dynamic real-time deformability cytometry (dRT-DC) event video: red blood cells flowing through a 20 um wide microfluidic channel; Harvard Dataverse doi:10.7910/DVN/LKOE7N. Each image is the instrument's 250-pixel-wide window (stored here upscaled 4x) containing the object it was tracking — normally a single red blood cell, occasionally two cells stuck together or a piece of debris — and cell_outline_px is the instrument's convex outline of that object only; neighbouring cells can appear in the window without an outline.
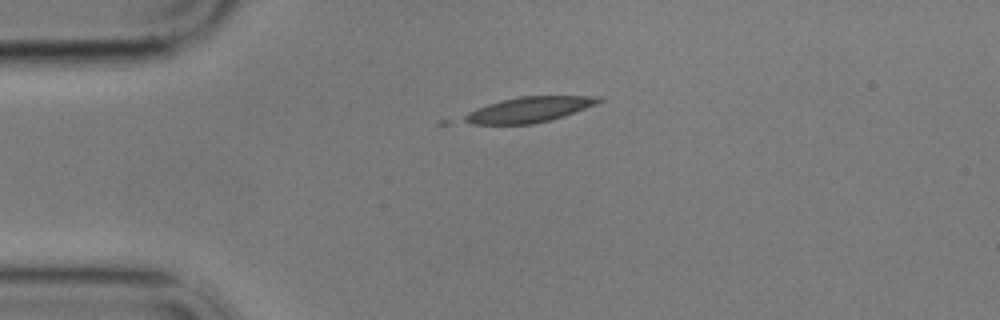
{"species": "common noctule bat (a hibernating species)", "species_latin": "Nyctalus noctula", "temperature_condition": "cold", "stored_images_in_passage": 4, "camera_frame_rate_fps": 3000, "um_per_image_px": 0.085, "animal": {"sex": "male", "body_mass_g": 17.9}, "frame": {"image": 1, "passage_image": 1, "time_ms": 0.0, "image_size_px": [1000, 320], "cell_outline_px": [[604, 100], [596, 104], [548, 120], [532, 124], [436, 124], [436, 120], [500, 100], [520, 96], [600, 96]], "centroid_in_image_um": [44.36, 9.37], "position_along_channel_um": 40.6, "area_um2": 21.5}}